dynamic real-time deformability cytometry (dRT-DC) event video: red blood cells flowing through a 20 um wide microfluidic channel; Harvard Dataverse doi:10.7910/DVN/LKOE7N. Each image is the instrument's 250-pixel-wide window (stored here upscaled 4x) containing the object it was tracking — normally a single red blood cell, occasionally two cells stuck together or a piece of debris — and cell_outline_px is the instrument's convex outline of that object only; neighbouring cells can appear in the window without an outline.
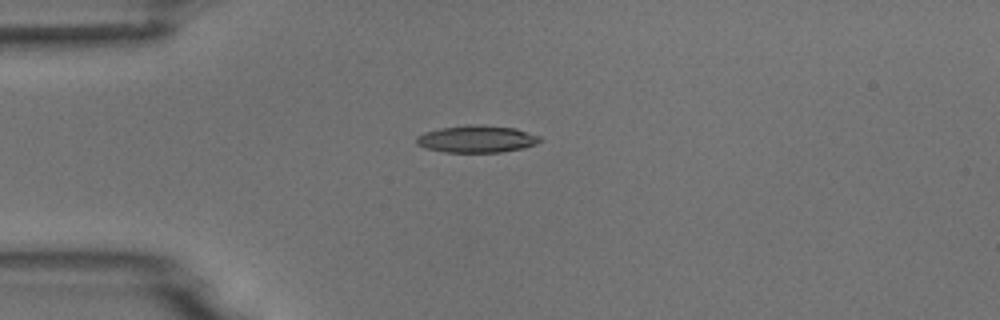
{"species": "common noctule bat (a hibernating species)", "species_latin": "Nyctalus noctula", "temperature_condition": "room temperature", "stored_images_in_passage": 1, "camera_frame_rate_fps": 3000, "um_per_image_px": 0.085, "animal": {"sex": "male", "body_mass_g": 18.8}, "frame": {"image": 1, "passage_image": 1, "time_ms": 0.0, "image_size_px": [1000, 320], "cell_outline_px": [[544, 140], [536, 144], [524, 148], [500, 152], [444, 152], [424, 148], [416, 144], [416, 136], [424, 132], [440, 128], [468, 124], [516, 128], [540, 136]], "centroid_in_image_um": [40.52, 11.82], "position_along_channel_um": 44.5, "area_um2": 19.65}}